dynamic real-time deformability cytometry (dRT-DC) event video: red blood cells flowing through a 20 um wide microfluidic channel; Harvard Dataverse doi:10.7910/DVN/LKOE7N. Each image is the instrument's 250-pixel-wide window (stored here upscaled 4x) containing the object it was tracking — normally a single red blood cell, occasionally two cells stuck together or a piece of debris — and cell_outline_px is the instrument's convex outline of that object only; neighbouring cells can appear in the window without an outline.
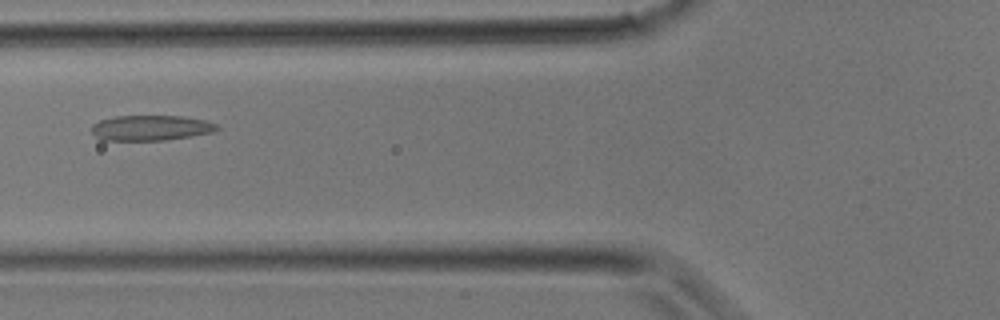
{"species": "common noctule bat (a hibernating species)", "species_latin": "Nyctalus noctula", "temperature_condition": "room temperature", "stored_images_in_passage": 23, "camera_frame_rate_fps": 3000, "um_per_image_px": 0.085, "animal": {"sex": "male", "body_mass_g": 17.9}, "frame": {"image": 1, "passage_image": 3, "time_ms": 0.667, "image_size_px": [1000, 320], "cell_outline_px": [[220, 128], [212, 132], [192, 136], [164, 140], [100, 140], [92, 132], [92, 124], [100, 120], [116, 116], [180, 116], [204, 120], [216, 124]], "centroid_in_image_um": [12.8, 10.87], "position_along_channel_um": 113.0, "area_um2": 18.38}}
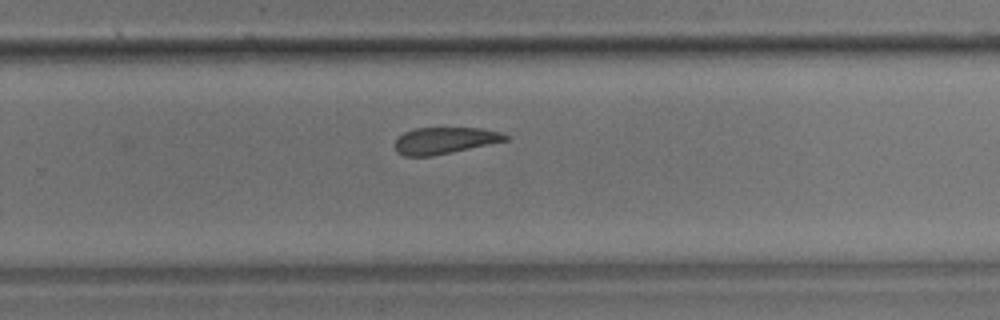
{"frame": {"image": 2, "passage_image": 12, "time_ms": 3.667, "image_size_px": [1000, 320], "cell_outline_px": [[508, 140], [452, 152], [432, 156], [404, 156], [396, 152], [396, 140], [404, 132], [416, 128], [480, 128], [500, 132], [508, 136]], "centroid_in_image_um": [37.79, 11.94], "position_along_channel_um": 292.0, "area_um2": 16.94}}
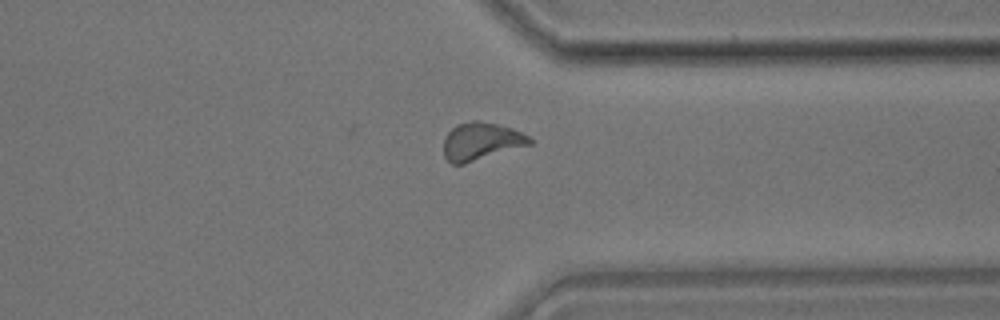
{"frame": {"image": 3, "passage_image": 16, "time_ms": 5.0, "image_size_px": [1000, 320], "cell_outline_px": [[532, 144], [464, 164], [452, 164], [444, 156], [444, 140], [448, 132], [456, 124], [472, 120], [476, 120], [496, 124], [512, 128], [528, 136], [532, 140]], "centroid_in_image_um": [40.88, 12.01], "position_along_channel_um": 370.5, "area_um2": 18.79}}